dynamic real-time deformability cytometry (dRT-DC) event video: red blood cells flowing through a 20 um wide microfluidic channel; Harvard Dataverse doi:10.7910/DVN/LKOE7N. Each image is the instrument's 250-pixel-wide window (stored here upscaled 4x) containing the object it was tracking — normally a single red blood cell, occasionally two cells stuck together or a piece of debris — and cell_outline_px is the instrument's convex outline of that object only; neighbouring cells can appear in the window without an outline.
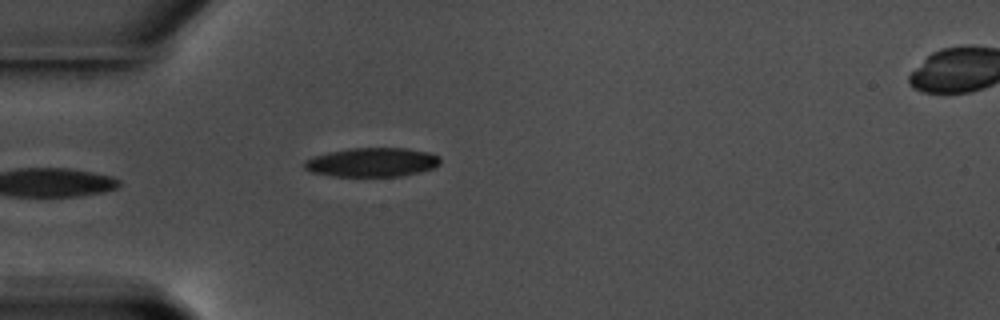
{"species": "common noctule bat (a hibernating species)", "species_latin": "Nyctalus noctula", "temperature_condition": "warm", "stored_images_in_passage": 21, "camera_frame_rate_fps": 3000, "um_per_image_px": 0.085, "animal": {"sex": "male", "body_mass_g": 17.5, "forearm_length_mm": 52.3}, "frame": {"image": 1, "passage_image": 1, "time_ms": 0.0, "image_size_px": [1000, 320], "cell_outline_px": [[440, 164], [432, 168], [420, 172], [404, 176], [332, 176], [308, 172], [304, 168], [304, 160], [316, 156], [332, 152], [352, 148], [408, 148], [428, 152], [440, 156]], "centroid_in_image_um": [31.64, 13.8], "position_along_channel_um": 53.4, "area_um2": 23.0}}